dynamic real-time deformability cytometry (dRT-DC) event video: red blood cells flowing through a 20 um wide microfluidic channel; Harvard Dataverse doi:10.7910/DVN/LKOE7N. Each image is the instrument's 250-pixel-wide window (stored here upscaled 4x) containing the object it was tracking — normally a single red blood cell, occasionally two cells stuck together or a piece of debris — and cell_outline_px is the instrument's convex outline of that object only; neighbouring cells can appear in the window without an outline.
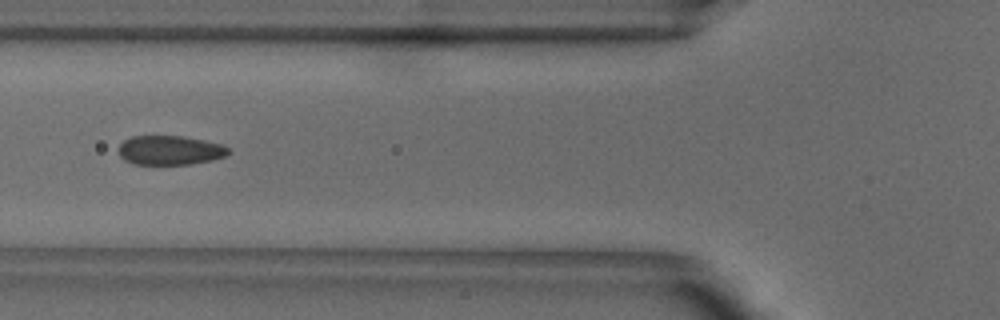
{"species": "common noctule bat (a hibernating species)", "species_latin": "Nyctalus noctula", "temperature_condition": "warm", "stored_images_in_passage": 39, "camera_frame_rate_fps": 3000, "um_per_image_px": 0.085, "animal": {"sex": "male", "body_mass_g": 18.8}, "frame": {"image": 1, "passage_image": 6, "time_ms": 1.667, "image_size_px": [1000, 320], "cell_outline_px": [[232, 152], [228, 156], [212, 160], [192, 164], [132, 164], [124, 160], [120, 156], [120, 144], [124, 140], [132, 136], [180, 136], [204, 140], [224, 144]], "centroid_in_image_um": [14.5, 12.77], "position_along_channel_um": 111.3, "area_um2": 18.9}}
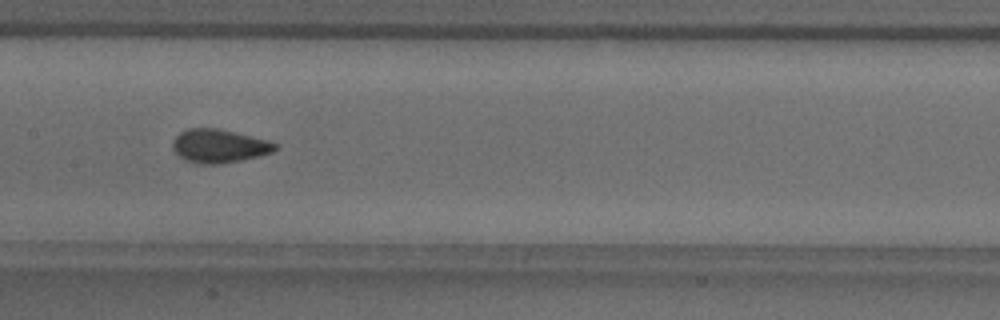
{"frame": {"image": 2, "passage_image": 12, "time_ms": 3.667, "image_size_px": [1000, 320], "cell_outline_px": [[280, 144], [272, 152], [260, 156], [220, 164], [196, 164], [180, 156], [172, 148], [172, 140], [180, 132], [188, 128], [216, 128], [268, 140]], "centroid_in_image_um": [18.62, 12.41], "position_along_channel_um": 188.8, "area_um2": 19.94}, "authors_computed_cell_mechanics": {"area_um2": 19.4786, "velocity_mm_per_s": 3.8518, "shape_relaxation_time_tau1_ms": 10.3598, "shape_relaxation_time_tau2_ms": 0.7246, "deformation_change_tau1": 0.1895, "deformation_change_tau2": 0.0505}}